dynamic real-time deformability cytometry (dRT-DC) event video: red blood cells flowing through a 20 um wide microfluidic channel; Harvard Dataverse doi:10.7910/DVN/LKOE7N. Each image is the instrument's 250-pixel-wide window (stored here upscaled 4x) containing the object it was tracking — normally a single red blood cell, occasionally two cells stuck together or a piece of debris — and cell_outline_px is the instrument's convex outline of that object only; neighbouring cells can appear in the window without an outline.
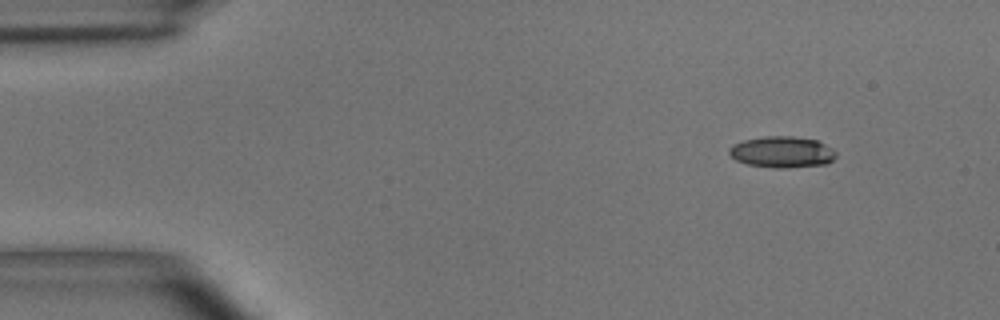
{"species": "common noctule bat (a hibernating species)", "species_latin": "Nyctalus noctula", "temperature_condition": "room temperature", "stored_images_in_passage": 50, "camera_frame_rate_fps": 3000, "um_per_image_px": 0.085, "animal": {"sex": "male", "body_mass_g": 15.6}, "frame": {"image": 1, "passage_image": 1, "time_ms": 0.0, "image_size_px": [1000, 320], "cell_outline_px": [[836, 156], [828, 164], [788, 168], [776, 168], [748, 164], [736, 160], [728, 152], [728, 148], [732, 144], [744, 140], [764, 136], [792, 136], [816, 140], [832, 148], [836, 152]], "centroid_in_image_um": [66.47, 12.92], "position_along_channel_um": 18.5, "area_um2": 19.54}}
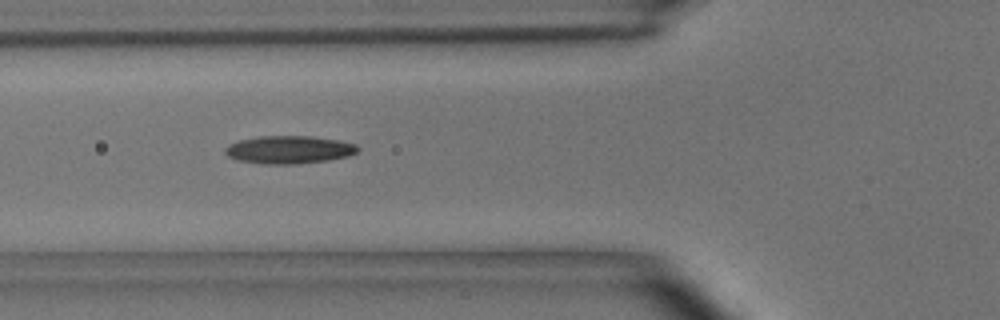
{"frame": {"image": 2, "passage_image": 15, "time_ms": 4.667, "image_size_px": [1000, 320], "cell_outline_px": [[360, 148], [356, 152], [348, 156], [328, 160], [296, 164], [264, 164], [236, 160], [228, 156], [224, 152], [224, 148], [228, 144], [240, 140], [260, 136], [312, 136], [340, 140], [356, 144]], "centroid_in_image_um": [24.56, 12.72], "position_along_channel_um": 101.2, "area_um2": 21.68}}
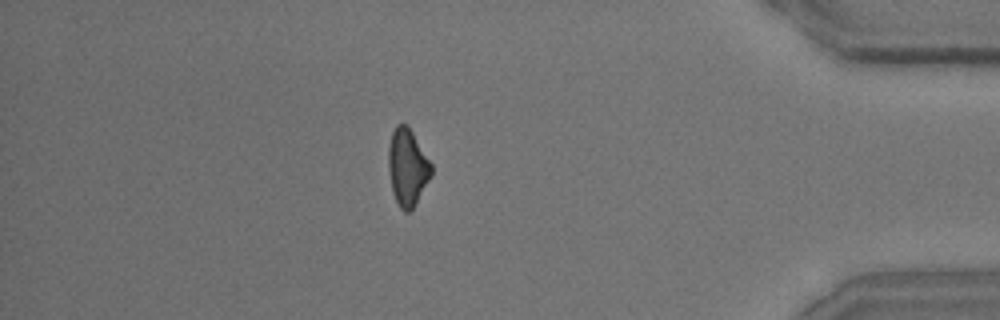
{"frame": {"image": 3, "passage_image": 43, "time_ms": 14.0, "image_size_px": [1000, 320], "cell_outline_px": [[432, 176], [412, 208], [408, 212], [404, 212], [400, 208], [392, 192], [388, 168], [388, 148], [392, 132], [396, 124], [408, 124], [432, 164]], "centroid_in_image_um": [34.63, 14.19], "position_along_channel_um": 400.6, "area_um2": 19.31}, "authors_computed_cell_mechanics": {"area_um2": 19.7098, "velocity_mm_per_s": 3.6265, "shape_relaxation_time_tau1_ms": 5.1723, "shape_relaxation_time_tau2_ms": 5.4379, "deformation_change_tau1": 0.1598, "deformation_change_tau2": 0.1571}}